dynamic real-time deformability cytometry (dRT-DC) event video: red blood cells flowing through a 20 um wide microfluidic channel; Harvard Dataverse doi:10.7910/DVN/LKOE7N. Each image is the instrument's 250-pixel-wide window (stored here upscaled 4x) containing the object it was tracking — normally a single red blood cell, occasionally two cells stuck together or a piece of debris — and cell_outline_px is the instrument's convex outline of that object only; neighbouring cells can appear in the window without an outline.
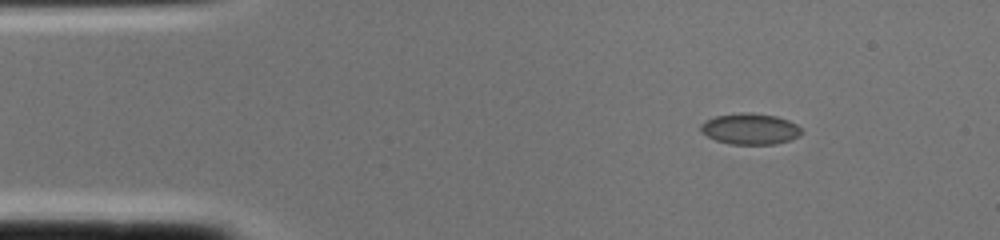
{"species": "common noctule bat (a hibernating species)", "species_latin": "Nyctalus noctula", "temperature_condition": "cold", "stored_images_in_passage": 1, "camera_frame_rate_fps": 3000, "um_per_image_px": 0.085, "animal": {"sex": "female", "body_mass_g": 22.0, "forearm_length_mm": 56.7}, "frame": {"image": 1, "passage_image": 1, "time_ms": 0.0, "image_size_px": [1000, 240], "cell_outline_px": [[804, 132], [800, 136], [776, 144], [732, 144], [716, 140], [700, 132], [700, 124], [704, 120], [716, 116], [740, 112], [752, 112], [776, 116], [788, 120], [796, 124]], "centroid_in_image_um": [63.75, 10.94], "position_along_channel_um": 21.2, "area_um2": 18.38}}